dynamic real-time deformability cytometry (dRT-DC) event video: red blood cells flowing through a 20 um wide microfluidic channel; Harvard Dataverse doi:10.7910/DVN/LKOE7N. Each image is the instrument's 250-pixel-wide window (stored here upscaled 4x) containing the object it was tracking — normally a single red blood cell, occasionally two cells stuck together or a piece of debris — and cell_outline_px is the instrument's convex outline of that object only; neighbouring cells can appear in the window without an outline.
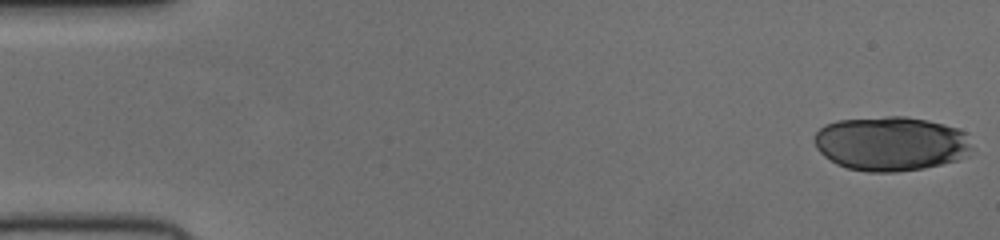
{"species": "human", "species_latin": "Homo sapiens", "temperature_condition": "cold", "stored_images_in_passage": 51, "segment_of_instrument_passage": [1, 2], "camera_frame_rate_fps": 3000, "um_per_image_px": 0.085, "donor": {"sex": "female"}, "frame": {"image": 1, "passage_image": 1, "time_ms": 0.0, "image_size_px": [1000, 240], "cell_outline_px": [[972, 148], [968, 156], [956, 160], [924, 168], [896, 172], [868, 172], [848, 168], [836, 164], [824, 156], [816, 148], [812, 140], [816, 132], [824, 124], [836, 120], [888, 116], [904, 116], [928, 120], [960, 128], [968, 132]], "centroid_in_image_um": [75.73, 12.2], "position_along_channel_um": 9.3, "area_um2": 50.63}}